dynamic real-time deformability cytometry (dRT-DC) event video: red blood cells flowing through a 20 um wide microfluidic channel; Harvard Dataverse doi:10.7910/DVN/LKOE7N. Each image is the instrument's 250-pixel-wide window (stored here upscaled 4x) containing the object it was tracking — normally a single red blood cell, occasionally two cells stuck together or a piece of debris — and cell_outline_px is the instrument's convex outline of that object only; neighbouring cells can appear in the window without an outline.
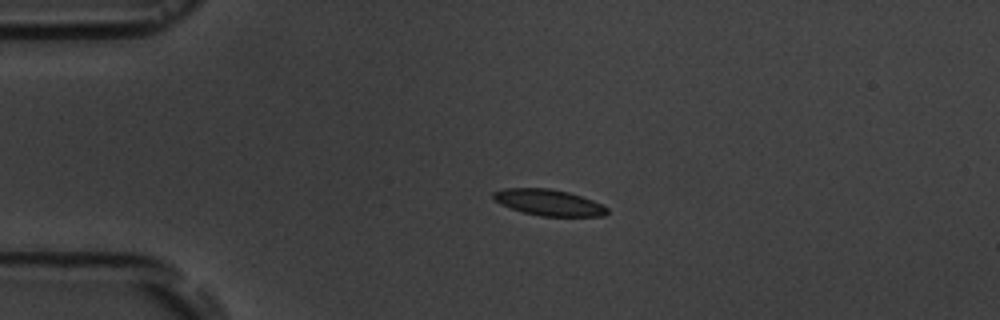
{"species": "common noctule bat (a hibernating species)", "species_latin": "Nyctalus noctula", "temperature_condition": "room temperature", "stored_images_in_passage": 4, "camera_frame_rate_fps": 3000, "um_per_image_px": 0.085, "animal": {"sex": "male", "body_mass_g": 19.5, "forearm_length_mm": 54.6}, "frame": {"image": 1, "passage_image": 3, "time_ms": 2.333, "image_size_px": [1000, 320], "cell_outline_px": [[608, 212], [604, 216], [540, 216], [524, 212], [500, 204], [492, 196], [492, 192], [504, 188], [552, 188], [568, 192], [592, 200], [608, 208]], "centroid_in_image_um": [46.63, 17.2], "position_along_channel_um": 38.4, "area_um2": 17.22}}